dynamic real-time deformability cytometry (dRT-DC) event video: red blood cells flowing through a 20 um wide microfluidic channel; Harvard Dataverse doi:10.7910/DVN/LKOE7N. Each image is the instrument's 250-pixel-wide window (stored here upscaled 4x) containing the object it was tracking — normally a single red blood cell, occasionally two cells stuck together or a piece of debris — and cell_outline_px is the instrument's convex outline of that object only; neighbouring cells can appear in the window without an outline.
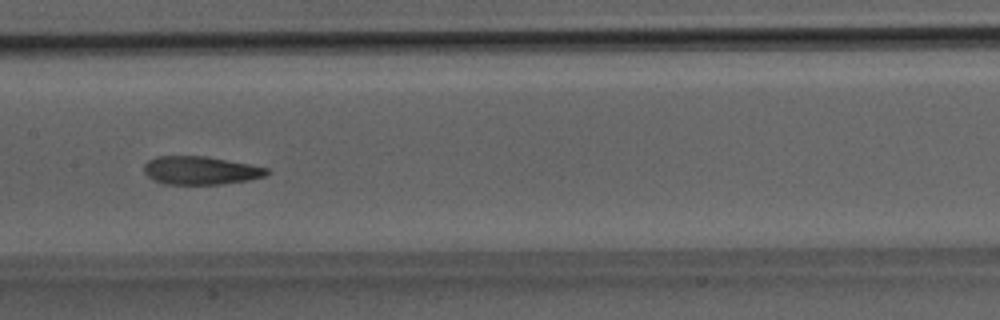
{"species": "Egyptian fruit bat (a non-hibernating species)", "species_latin": "Rousettus aegyptiacus", "temperature_condition": "room temperature", "stored_images_in_passage": 36, "camera_frame_rate_fps": 3000, "um_per_image_px": 0.085, "animal": {"sex": "male"}, "frame": {"image": 1, "passage_image": 17, "time_ms": 5.333, "image_size_px": [1000, 320], "cell_outline_px": [[272, 172], [264, 176], [248, 180], [220, 184], [168, 184], [152, 180], [144, 172], [144, 164], [148, 160], [156, 156], [204, 156], [248, 164], [268, 168]], "centroid_in_image_um": [17.03, 14.48], "position_along_channel_um": 190.4, "area_um2": 20.11}}
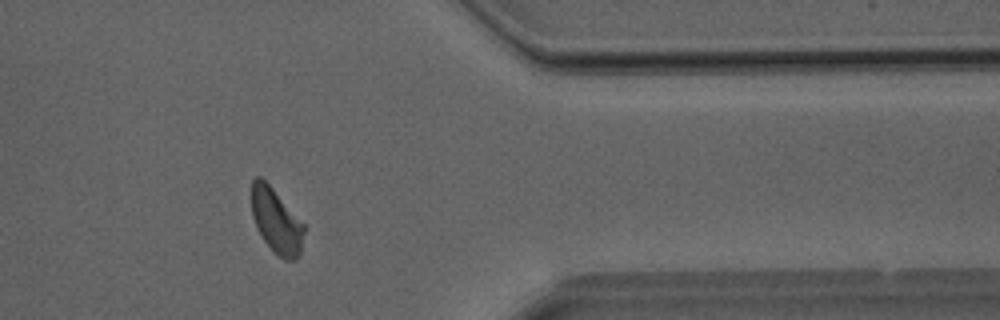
{"frame": {"image": 2, "passage_image": 29, "time_ms": 9.333, "image_size_px": [1000, 320], "cell_outline_px": [[304, 232], [300, 252], [296, 260], [284, 260], [272, 252], [264, 240], [252, 216], [252, 180], [256, 176], [260, 176], [272, 188], [304, 224]], "centroid_in_image_um": [23.49, 18.81], "position_along_channel_um": 387.9, "area_um2": 19.48}}
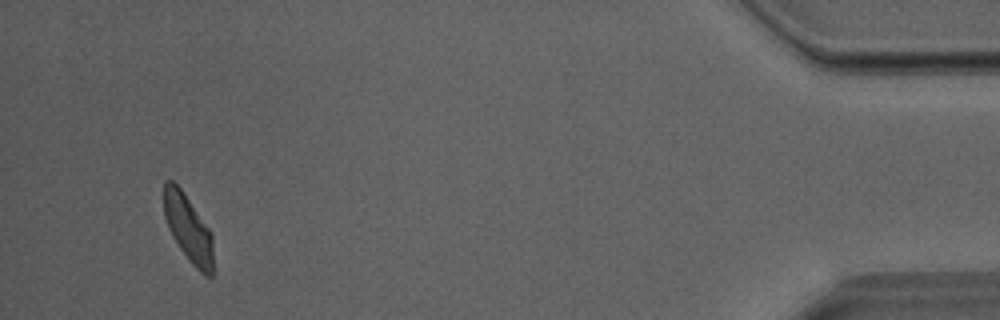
{"frame": {"image": 3, "passage_image": 34, "time_ms": 11.0, "image_size_px": [1000, 320], "cell_outline_px": [[216, 268], [212, 276], [204, 276], [192, 264], [180, 248], [172, 236], [164, 216], [164, 180], [172, 180], [180, 188], [212, 232]], "centroid_in_image_um": [16.06, 19.49], "position_along_channel_um": 419.1, "area_um2": 19.65}}